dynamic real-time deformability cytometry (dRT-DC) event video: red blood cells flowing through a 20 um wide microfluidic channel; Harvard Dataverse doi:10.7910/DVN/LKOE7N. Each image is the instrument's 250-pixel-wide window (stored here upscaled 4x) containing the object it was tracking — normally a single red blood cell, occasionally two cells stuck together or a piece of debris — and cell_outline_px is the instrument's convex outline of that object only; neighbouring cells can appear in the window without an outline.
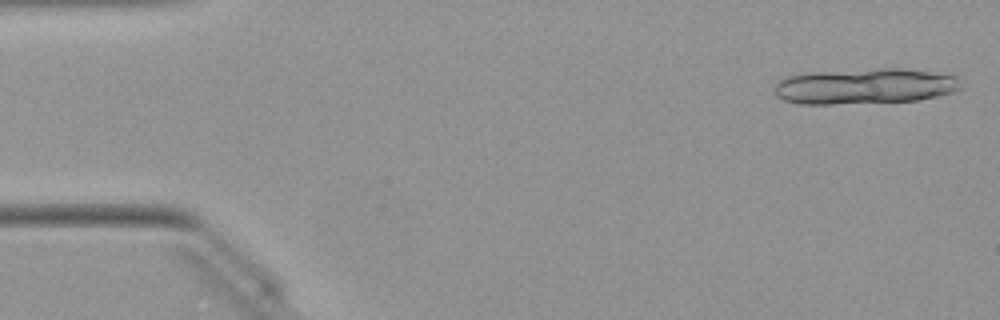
{"species": "Egyptian fruit bat (a non-hibernating species)", "species_latin": "Rousettus aegyptiacus", "temperature_condition": "warm", "stored_images_in_passage": 46, "camera_frame_rate_fps": 3000, "um_per_image_px": 0.085, "animal": {"sex": "female"}, "frame": {"image": 1, "passage_image": 2, "time_ms": 0.333, "image_size_px": [1000, 320], "cell_outline_px": [[960, 88], [936, 96], [916, 100], [832, 104], [800, 104], [784, 100], [776, 96], [776, 84], [780, 80], [788, 76], [812, 72], [880, 68], [900, 68], [956, 76]], "centroid_in_image_um": [73.44, 7.32], "position_along_channel_um": 11.6, "area_um2": 38.09}}